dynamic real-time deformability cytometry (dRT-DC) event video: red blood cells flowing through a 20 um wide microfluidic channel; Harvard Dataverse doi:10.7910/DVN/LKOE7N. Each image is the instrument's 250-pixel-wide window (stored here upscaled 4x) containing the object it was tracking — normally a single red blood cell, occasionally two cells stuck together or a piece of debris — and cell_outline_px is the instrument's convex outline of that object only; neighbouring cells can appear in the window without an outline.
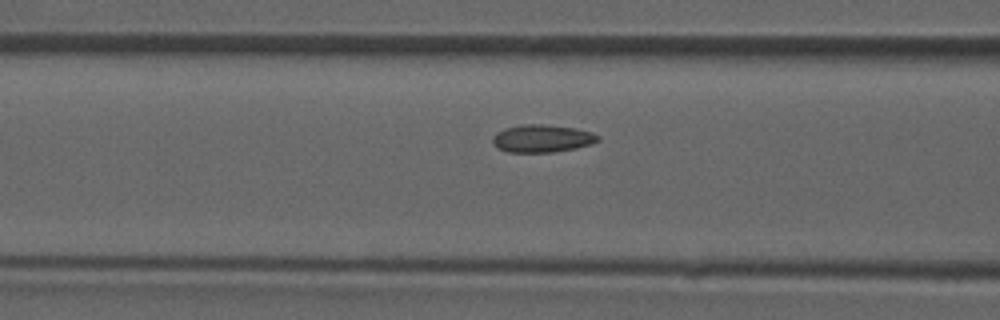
{"species": "common noctule bat (a hibernating species)", "species_latin": "Nyctalus noctula", "temperature_condition": "room temperature", "stored_images_in_passage": 46, "camera_frame_rate_fps": 3000, "um_per_image_px": 0.085, "animal": {"sex": "male", "forearm_length_mm": 52.5}, "frame": {"image": 1, "passage_image": 20, "time_ms": 6.333, "image_size_px": [1000, 320], "cell_outline_px": [[600, 140], [592, 144], [576, 148], [552, 152], [508, 152], [500, 148], [492, 140], [492, 136], [496, 132], [504, 128], [520, 124], [540, 124], [576, 128], [592, 132], [600, 136]], "centroid_in_image_um": [46.11, 11.76], "position_along_channel_um": 120.5, "area_um2": 16.99}}